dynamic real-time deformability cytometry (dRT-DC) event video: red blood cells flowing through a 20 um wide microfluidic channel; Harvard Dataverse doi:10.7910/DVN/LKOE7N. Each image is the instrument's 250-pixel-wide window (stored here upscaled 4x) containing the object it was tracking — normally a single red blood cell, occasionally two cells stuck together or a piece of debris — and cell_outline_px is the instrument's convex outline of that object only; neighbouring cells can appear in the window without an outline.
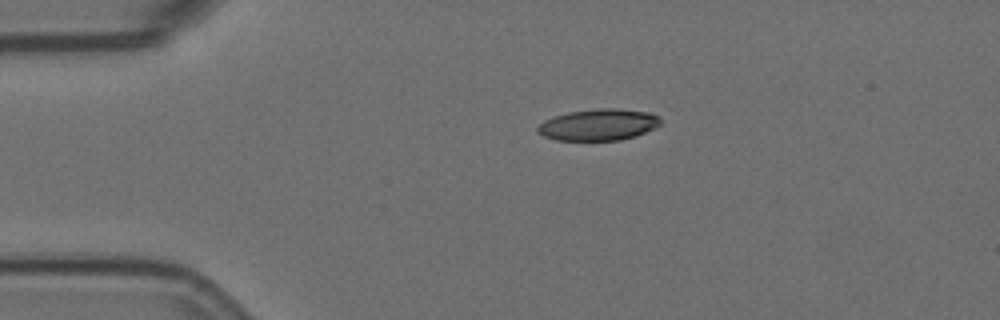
{"species": "Egyptian fruit bat (a non-hibernating species)", "species_latin": "Rousettus aegyptiacus", "temperature_condition": "room temperature", "stored_images_in_passage": 5, "camera_frame_rate_fps": 3000, "um_per_image_px": 0.085, "animal": {"sex": "female"}, "frame": {"image": 1, "passage_image": 1, "time_ms": 0.0, "image_size_px": [1000, 320], "cell_outline_px": [[660, 124], [656, 128], [636, 136], [620, 140], [556, 140], [544, 136], [536, 132], [536, 128], [544, 120], [568, 112], [596, 108], [616, 108], [648, 112], [660, 116]], "centroid_in_image_um": [50.89, 10.6], "position_along_channel_um": 34.1, "area_um2": 22.66}}
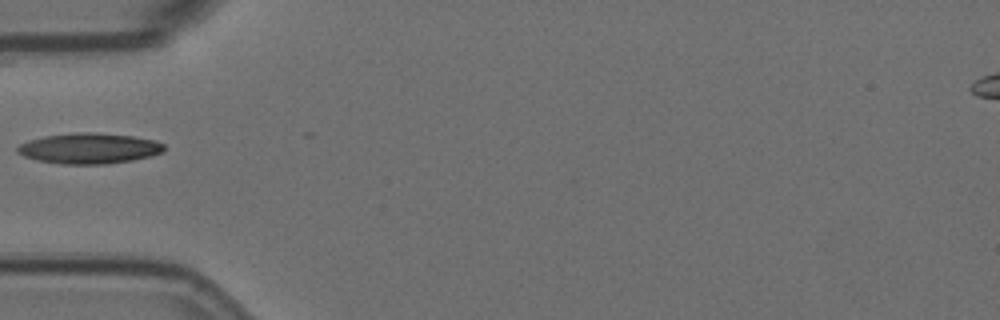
{"frame": {"image": 2, "passage_image": 3, "time_ms": 0.667, "image_size_px": [1000, 320], "cell_outline_px": [[164, 148], [160, 152], [148, 156], [132, 160], [104, 164], [60, 164], [40, 160], [24, 156], [16, 152], [16, 148], [20, 144], [28, 140], [44, 136], [72, 132], [92, 132], [132, 136], [156, 140], [164, 144]], "centroid_in_image_um": [7.54, 12.6], "position_along_channel_um": 77.5, "area_um2": 26.01}}
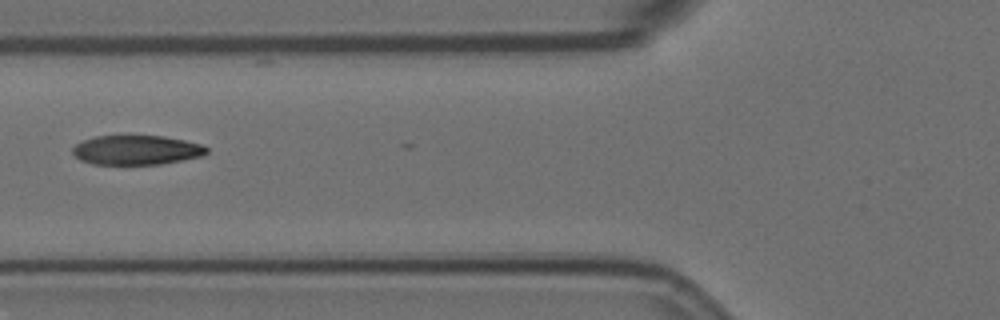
{"frame": {"image": 3, "passage_image": 4, "time_ms": 1.0, "image_size_px": [1000, 320], "cell_outline_px": [[208, 152], [200, 156], [160, 164], [92, 164], [80, 160], [72, 152], [72, 148], [76, 144], [84, 140], [96, 136], [164, 136], [184, 140], [200, 144], [208, 148]], "centroid_in_image_um": [11.58, 12.75], "position_along_channel_um": 114.2, "area_um2": 22.77}}